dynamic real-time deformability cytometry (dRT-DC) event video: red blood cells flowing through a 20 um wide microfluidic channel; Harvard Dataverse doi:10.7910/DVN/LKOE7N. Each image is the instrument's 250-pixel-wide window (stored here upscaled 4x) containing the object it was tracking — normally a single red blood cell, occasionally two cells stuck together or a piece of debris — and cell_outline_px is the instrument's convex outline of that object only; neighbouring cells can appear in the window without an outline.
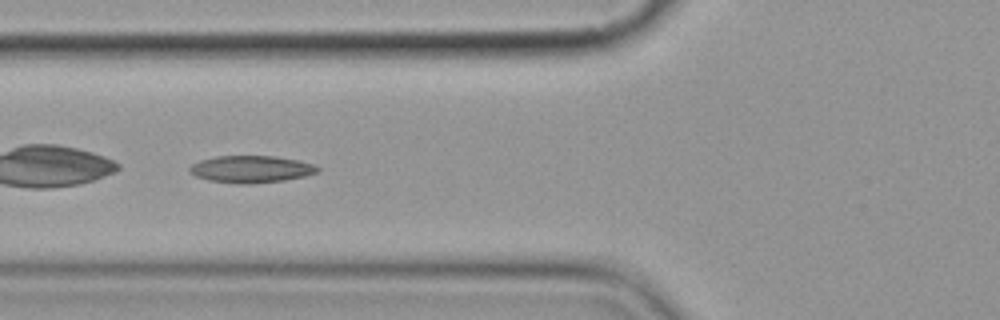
{"species": "common noctule bat (a hibernating species)", "species_latin": "Nyctalus noctula", "temperature_condition": "cold", "stored_images_in_passage": 7, "camera_frame_rate_fps": 3000, "um_per_image_px": 0.085, "animal": {"sex": "female", "body_mass_g": 19.9}, "frame": {"image": 1, "passage_image": 6, "time_ms": 6.667, "image_size_px": [1000, 320], "cell_outline_px": [[320, 172], [304, 176], [284, 180], [252, 184], [236, 184], [208, 180], [196, 176], [188, 172], [188, 168], [192, 164], [200, 160], [216, 156], [276, 156], [300, 160], [316, 164], [320, 168]], "centroid_in_image_um": [21.37, 14.38], "position_along_channel_um": 104.4, "area_um2": 20.52}}